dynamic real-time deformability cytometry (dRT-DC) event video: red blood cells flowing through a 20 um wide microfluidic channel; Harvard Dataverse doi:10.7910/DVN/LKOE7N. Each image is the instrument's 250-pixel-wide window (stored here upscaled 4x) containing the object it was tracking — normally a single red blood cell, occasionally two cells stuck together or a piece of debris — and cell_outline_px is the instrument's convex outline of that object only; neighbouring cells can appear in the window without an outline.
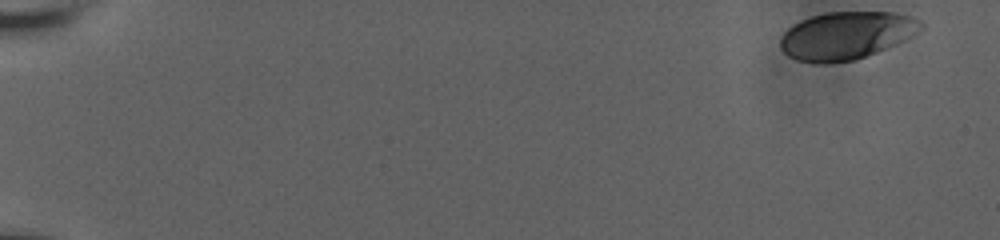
{"species": "human", "species_latin": "Homo sapiens", "temperature_condition": "room temperature", "stored_images_in_passage": 52, "camera_frame_rate_fps": 3000, "um_per_image_px": 0.085, "donor": {"sex": "male"}, "frame": {"image": 1, "passage_image": 1, "time_ms": 0.0, "image_size_px": [1000, 240], "cell_outline_px": [[924, 28], [904, 40], [896, 44], [856, 60], [824, 64], [796, 60], [788, 56], [780, 48], [780, 36], [792, 24], [800, 20], [812, 16], [828, 12], [892, 12], [908, 16], [920, 20], [924, 24]], "centroid_in_image_um": [71.91, 3.02], "position_along_channel_um": 13.1, "area_um2": 39.19}}
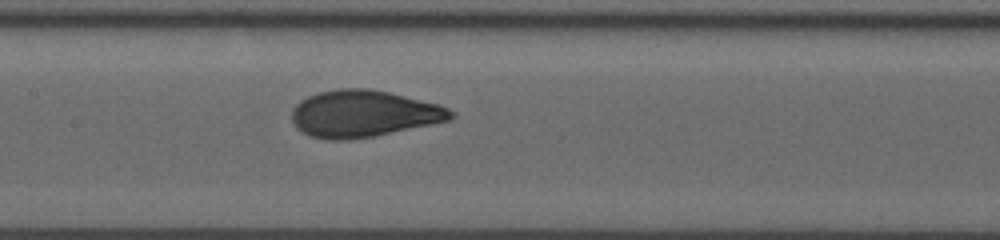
{"frame": {"image": 2, "passage_image": 30, "time_ms": 9.667, "image_size_px": [1000, 240], "cell_outline_px": [[456, 116], [448, 120], [432, 124], [376, 136], [348, 140], [328, 140], [308, 136], [296, 128], [292, 120], [292, 108], [300, 100], [308, 96], [320, 92], [340, 88], [368, 88], [388, 92], [440, 104], [448, 108]], "centroid_in_image_um": [30.88, 9.67], "position_along_channel_um": 176.5, "area_um2": 43.58}}
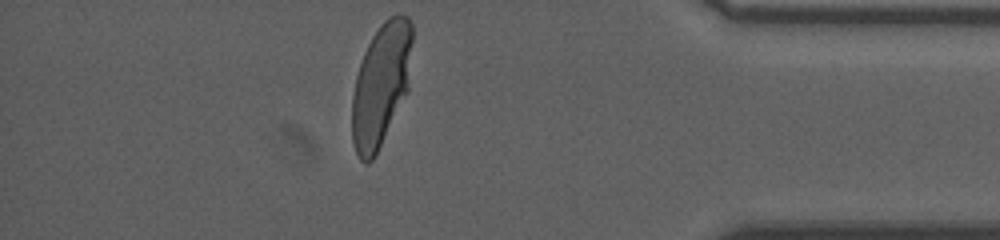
{"frame": {"image": 3, "passage_image": 51, "time_ms": 16.667, "image_size_px": [1000, 240], "cell_outline_px": [[412, 40], [408, 92], [372, 160], [368, 164], [364, 164], [360, 160], [356, 152], [352, 140], [352, 96], [356, 76], [364, 52], [372, 36], [380, 24], [388, 16], [400, 12], [408, 16], [412, 24]], "centroid_in_image_um": [32.39, 7.16], "position_along_channel_um": 402.8, "area_um2": 43.29}, "authors_computed_cell_mechanics": {"area_um2": 42.5408, "velocity_mm_per_s": 3.6502, "shape_relaxation_time_tau1_ms": 3.5765, "shape_relaxation_time_tau2_ms": null, "deformation_change_tau1": 0.1681, "deformation_change_tau2": null}}